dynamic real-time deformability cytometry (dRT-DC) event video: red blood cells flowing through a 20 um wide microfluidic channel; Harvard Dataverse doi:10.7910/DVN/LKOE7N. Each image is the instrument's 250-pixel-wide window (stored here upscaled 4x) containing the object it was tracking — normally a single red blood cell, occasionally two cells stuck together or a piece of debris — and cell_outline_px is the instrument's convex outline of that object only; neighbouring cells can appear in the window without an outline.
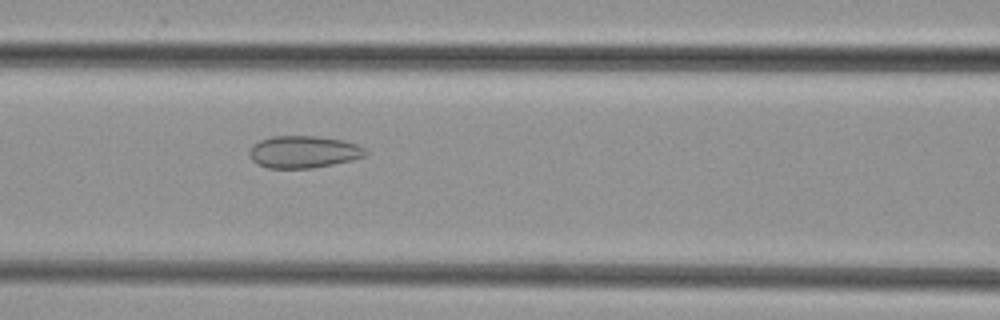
{"species": "common noctule bat (a hibernating species)", "species_latin": "Nyctalus noctula", "temperature_condition": "cold", "stored_images_in_passage": 37, "camera_frame_rate_fps": 3000, "um_per_image_px": 0.085, "animal": {"sex": "female", "body_mass_g": 29.2, "forearm_length_mm": 56.3}, "frame": {"image": 1, "passage_image": 16, "time_ms": 5.0, "image_size_px": [1000, 320], "cell_outline_px": [[368, 152], [364, 156], [352, 160], [312, 168], [268, 168], [256, 164], [252, 160], [248, 152], [252, 144], [260, 140], [272, 136], [316, 136], [344, 140], [356, 144], [364, 148]], "centroid_in_image_um": [25.77, 12.91], "position_along_channel_um": 140.8, "area_um2": 21.85}}
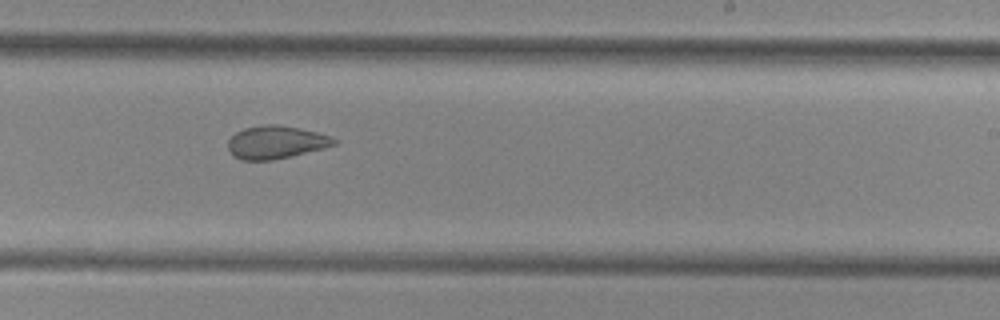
{"frame": {"image": 2, "passage_image": 25, "time_ms": 8.0, "image_size_px": [1000, 320], "cell_outline_px": [[336, 144], [324, 148], [292, 156], [272, 160], [240, 160], [232, 156], [228, 148], [228, 140], [236, 132], [244, 128], [260, 124], [276, 124], [300, 128], [332, 136], [336, 140]], "centroid_in_image_um": [23.43, 12.09], "position_along_channel_um": 265.6, "area_um2": 20.52}}
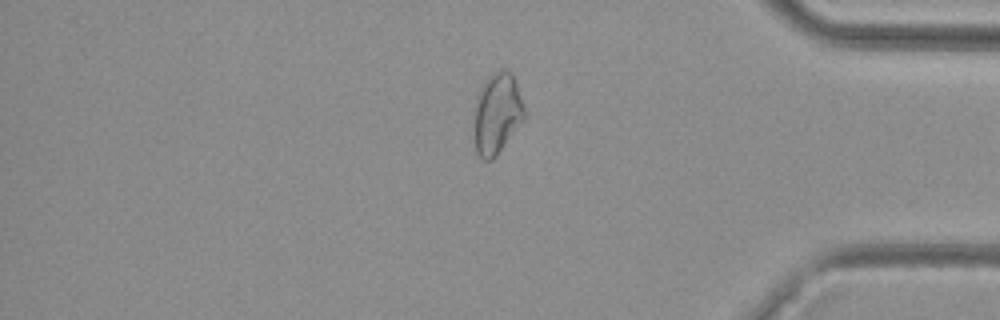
{"frame": {"image": 3, "passage_image": 36, "time_ms": 11.667, "image_size_px": [1000, 320], "cell_outline_px": [[524, 120], [492, 160], [484, 160], [476, 152], [472, 136], [472, 112], [476, 96], [484, 80], [492, 72], [500, 68], [508, 68], [512, 72], [516, 80], [524, 108]], "centroid_in_image_um": [42.19, 9.61], "position_along_channel_um": 393.0, "area_um2": 24.68}}